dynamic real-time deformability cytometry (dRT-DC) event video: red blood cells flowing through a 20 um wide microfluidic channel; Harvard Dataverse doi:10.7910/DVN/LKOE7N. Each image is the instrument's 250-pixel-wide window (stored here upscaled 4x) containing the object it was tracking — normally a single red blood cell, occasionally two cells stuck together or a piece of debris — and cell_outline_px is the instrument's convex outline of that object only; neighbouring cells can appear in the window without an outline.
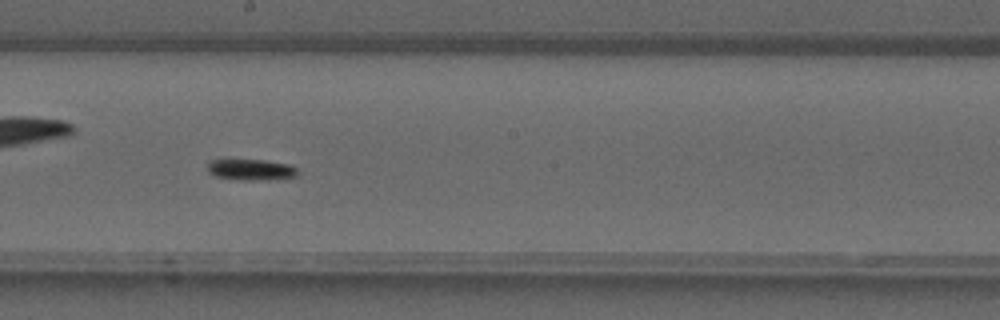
{"species": "common noctule bat (a hibernating species)", "species_latin": "Nyctalus noctula", "temperature_condition": "warm", "stored_images_in_passage": 32, "camera_frame_rate_fps": 3000, "um_per_image_px": 0.085, "animal": {"sex": "male", "forearm_length_mm": 52.5}, "frame": {"image": 1, "passage_image": 14, "time_ms": 4.333, "image_size_px": [1000, 320], "cell_outline_px": [[296, 176], [252, 180], [240, 180], [216, 176], [208, 172], [208, 160], [264, 160], [288, 164], [296, 168]], "centroid_in_image_um": [21.27, 14.41], "position_along_channel_um": 226.9, "area_um2": 10.69}}
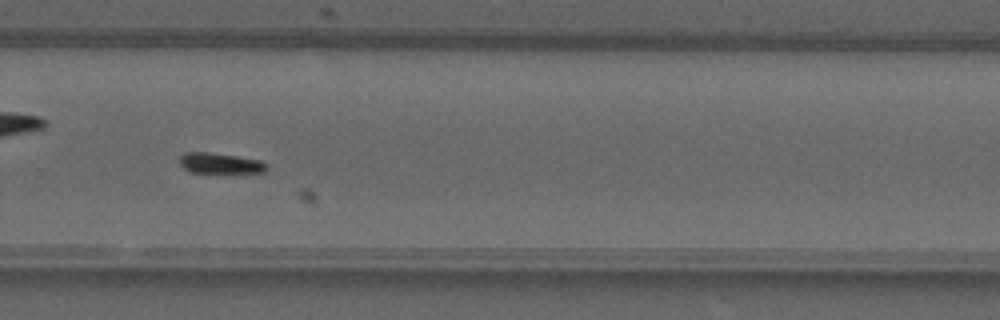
{"frame": {"image": 2, "passage_image": 19, "time_ms": 6.0, "image_size_px": [1000, 320], "cell_outline_px": [[268, 168], [264, 172], [188, 172], [180, 164], [180, 156], [184, 152], [208, 152], [236, 156], [260, 160], [268, 164]], "centroid_in_image_um": [18.7, 13.87], "position_along_channel_um": 311.1, "area_um2": 10.35}}